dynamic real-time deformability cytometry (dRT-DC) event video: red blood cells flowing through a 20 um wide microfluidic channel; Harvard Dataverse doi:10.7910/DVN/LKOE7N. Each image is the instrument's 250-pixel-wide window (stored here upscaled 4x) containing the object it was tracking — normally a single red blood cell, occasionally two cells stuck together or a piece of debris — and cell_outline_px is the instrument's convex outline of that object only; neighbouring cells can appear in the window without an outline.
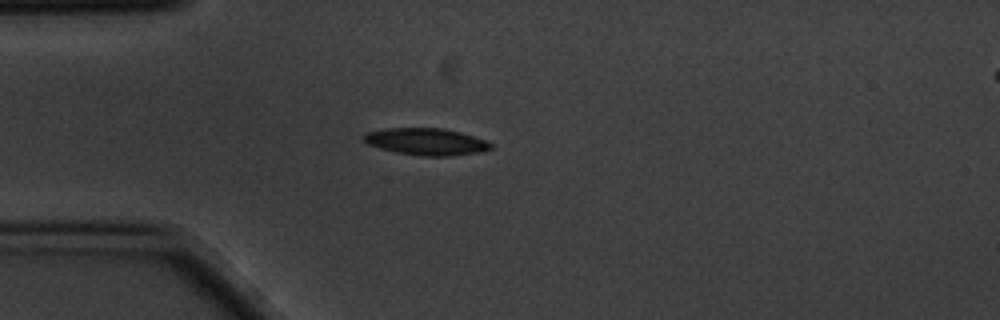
{"species": "common noctule bat (a hibernating species)", "species_latin": "Nyctalus noctula", "temperature_condition": "cold", "stored_images_in_passage": 11, "camera_frame_rate_fps": 3000, "um_per_image_px": 0.085, "animal": {"sex": "male", "body_mass_g": 20.1, "forearm_length_mm": 53.5}, "frame": {"image": 1, "passage_image": 2, "time_ms": 0.333, "image_size_px": [1000, 320], "cell_outline_px": [[492, 148], [480, 152], [448, 156], [420, 156], [396, 152], [380, 148], [368, 144], [360, 136], [364, 132], [384, 128], [444, 128], [460, 132], [484, 140], [492, 144]], "centroid_in_image_um": [36.17, 12.03], "position_along_channel_um": 48.8, "area_um2": 20.0}}
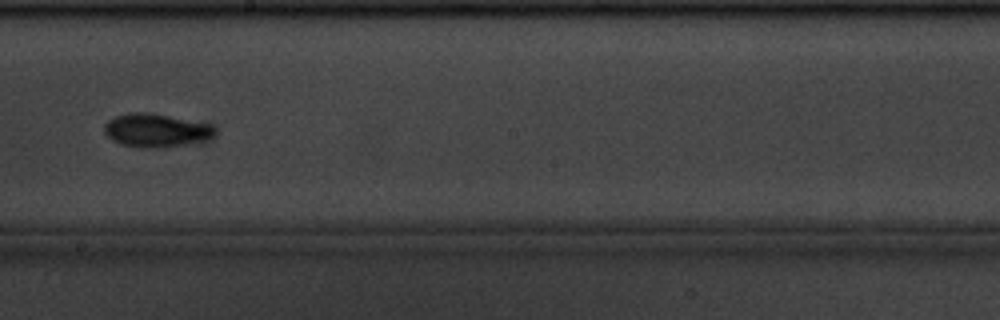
{"frame": {"image": 2, "passage_image": 7, "time_ms": 2.0, "image_size_px": [1000, 320], "cell_outline_px": [[216, 132], [212, 136], [204, 140], [184, 144], [156, 148], [144, 148], [120, 144], [112, 140], [104, 132], [104, 124], [108, 120], [116, 116], [132, 112], [144, 112], [168, 116], [212, 124], [216, 128]], "centroid_in_image_um": [13.24, 11.08], "position_along_channel_um": 235.0, "area_um2": 21.33}}
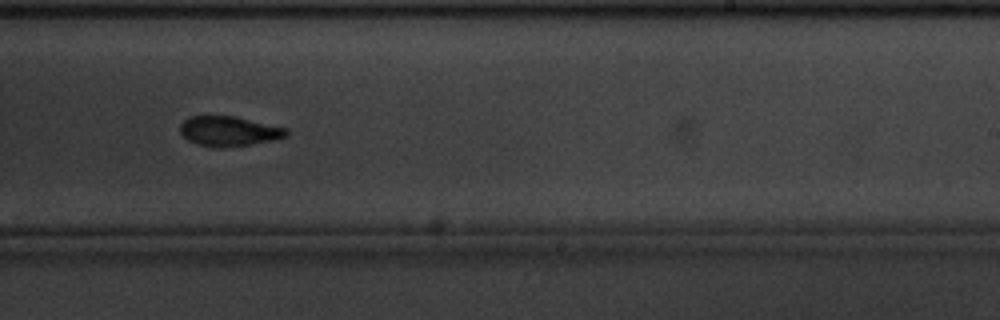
{"frame": {"image": 3, "passage_image": 8, "time_ms": 2.333, "image_size_px": [1000, 320], "cell_outline_px": [[288, 136], [272, 140], [252, 144], [220, 148], [196, 144], [188, 140], [180, 132], [180, 124], [184, 120], [192, 116], [236, 116], [288, 128]], "centroid_in_image_um": [19.48, 11.15], "position_along_channel_um": 269.5, "area_um2": 18.55}}